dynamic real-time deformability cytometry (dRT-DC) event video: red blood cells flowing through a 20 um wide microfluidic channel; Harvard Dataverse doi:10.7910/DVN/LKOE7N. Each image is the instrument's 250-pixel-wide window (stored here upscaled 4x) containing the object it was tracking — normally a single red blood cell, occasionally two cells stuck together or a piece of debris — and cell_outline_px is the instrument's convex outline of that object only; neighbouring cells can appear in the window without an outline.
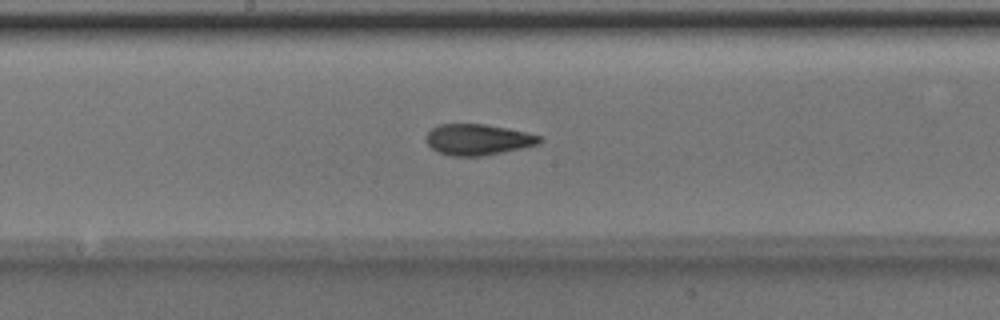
{"species": "Egyptian fruit bat (a non-hibernating species)", "species_latin": "Rousettus aegyptiacus", "temperature_condition": "room temperature", "stored_images_in_passage": 49, "camera_frame_rate_fps": 3000, "um_per_image_px": 0.085, "animal": {"sex": "male"}, "frame": {"image": 1, "passage_image": 27, "time_ms": 8.667, "image_size_px": [1000, 320], "cell_outline_px": [[544, 140], [540, 144], [524, 148], [484, 156], [452, 156], [436, 152], [424, 140], [428, 132], [432, 128], [440, 124], [484, 124], [544, 136]], "centroid_in_image_um": [40.64, 11.88], "position_along_channel_um": 207.6, "area_um2": 20.69}}
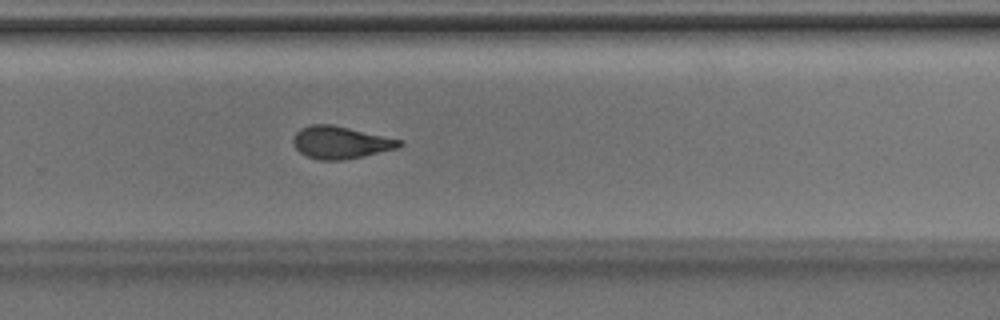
{"frame": {"image": 2, "passage_image": 34, "time_ms": 11.0, "image_size_px": [1000, 320], "cell_outline_px": [[404, 144], [400, 148], [344, 160], [320, 160], [308, 156], [300, 152], [296, 148], [292, 140], [296, 132], [300, 128], [312, 124], [332, 124], [404, 140]], "centroid_in_image_um": [28.99, 12.1], "position_along_channel_um": 300.8, "area_um2": 20.17}}
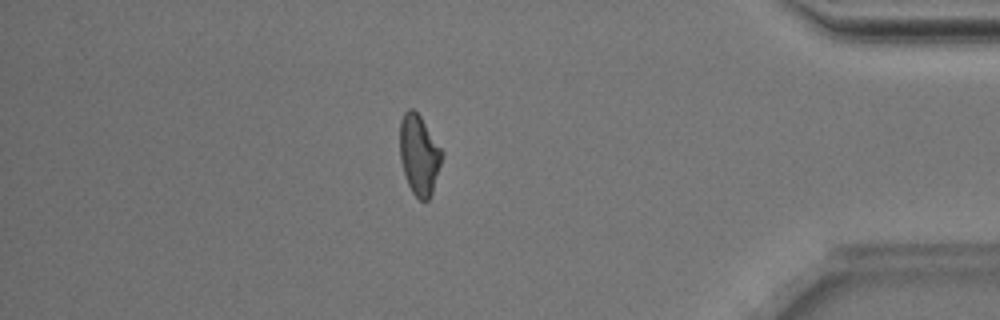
{"frame": {"image": 3, "passage_image": 44, "time_ms": 14.333, "image_size_px": [1000, 320], "cell_outline_px": [[444, 156], [432, 192], [428, 200], [420, 200], [412, 192], [408, 184], [400, 160], [400, 120], [404, 112], [408, 108], [412, 108], [420, 116], [444, 152]], "centroid_in_image_um": [35.63, 13.15], "position_along_channel_um": 399.6, "area_um2": 19.65}, "authors_computed_cell_mechanics": {"area_um2": 20.1722, "velocity_mm_per_s": 4.0186, "shape_relaxation_time_tau1_ms": 6.5176, "shape_relaxation_time_tau2_ms": 2.4423, "deformation_change_tau1": 0.1776, "deformation_change_tau2": 0.1011}}